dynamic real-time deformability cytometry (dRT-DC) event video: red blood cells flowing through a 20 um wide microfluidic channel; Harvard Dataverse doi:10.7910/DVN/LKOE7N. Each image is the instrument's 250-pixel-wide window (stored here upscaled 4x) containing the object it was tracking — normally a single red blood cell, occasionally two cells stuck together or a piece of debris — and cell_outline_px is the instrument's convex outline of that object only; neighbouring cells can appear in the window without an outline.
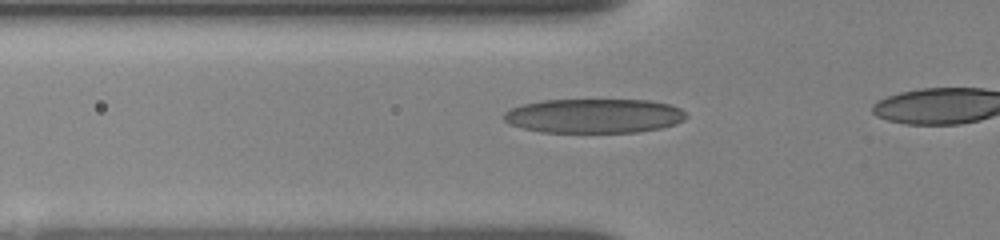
{"species": "human", "species_latin": "Homo sapiens", "temperature_condition": "room temperature", "stored_images_in_passage": 16, "camera_frame_rate_fps": 3000, "um_per_image_px": 0.085, "donor": {"sex": "female"}, "frame": {"image": 1, "passage_image": 10, "time_ms": 3.667, "image_size_px": [1000, 240], "cell_outline_px": [[688, 116], [684, 120], [676, 124], [660, 128], [636, 132], [540, 132], [508, 124], [504, 120], [504, 112], [512, 108], [524, 104], [544, 100], [648, 100], [672, 104], [680, 108]], "centroid_in_image_um": [50.52, 9.85], "position_along_channel_um": 75.3, "area_um2": 36.53}}
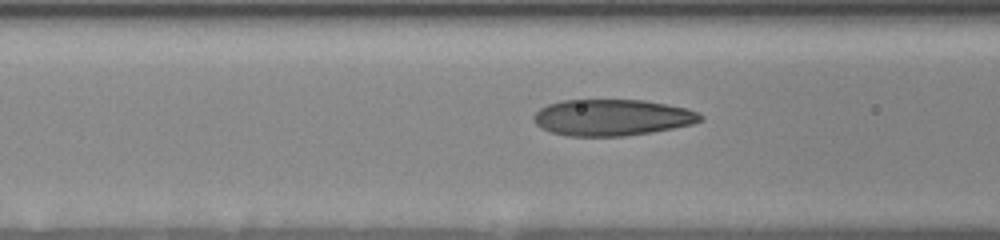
{"frame": {"image": 2, "passage_image": 12, "time_ms": 4.667, "image_size_px": [1000, 240], "cell_outline_px": [[704, 120], [692, 124], [652, 132], [624, 136], [568, 136], [552, 132], [540, 128], [532, 120], [532, 116], [540, 108], [548, 104], [560, 100], [644, 100], [688, 108], [704, 116]], "centroid_in_image_um": [52.01, 9.98], "position_along_channel_um": 114.6, "area_um2": 35.49}}